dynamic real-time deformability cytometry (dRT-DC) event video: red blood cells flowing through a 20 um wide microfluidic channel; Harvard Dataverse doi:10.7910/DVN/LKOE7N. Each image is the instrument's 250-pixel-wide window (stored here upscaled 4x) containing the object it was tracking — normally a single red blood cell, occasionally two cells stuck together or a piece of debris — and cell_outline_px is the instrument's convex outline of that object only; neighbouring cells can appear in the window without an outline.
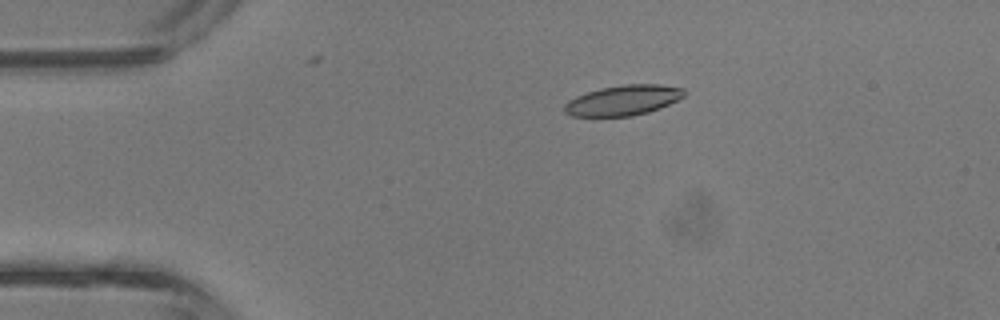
{"species": "common noctule bat (a hibernating species)", "species_latin": "Nyctalus noctula", "temperature_condition": "room temperature", "stored_images_in_passage": 4, "camera_frame_rate_fps": 3000, "um_per_image_px": 0.085, "animal": {"sex": "male", "body_mass_g": 13.3}, "frame": {"image": 1, "passage_image": 3, "time_ms": 0.667, "image_size_px": [1000, 320], "cell_outline_px": [[684, 96], [660, 108], [648, 112], [632, 116], [572, 116], [564, 112], [564, 104], [568, 100], [576, 96], [600, 88], [624, 84], [660, 84], [684, 88]], "centroid_in_image_um": [52.95, 8.52], "position_along_channel_um": 32.0, "area_um2": 21.04}}